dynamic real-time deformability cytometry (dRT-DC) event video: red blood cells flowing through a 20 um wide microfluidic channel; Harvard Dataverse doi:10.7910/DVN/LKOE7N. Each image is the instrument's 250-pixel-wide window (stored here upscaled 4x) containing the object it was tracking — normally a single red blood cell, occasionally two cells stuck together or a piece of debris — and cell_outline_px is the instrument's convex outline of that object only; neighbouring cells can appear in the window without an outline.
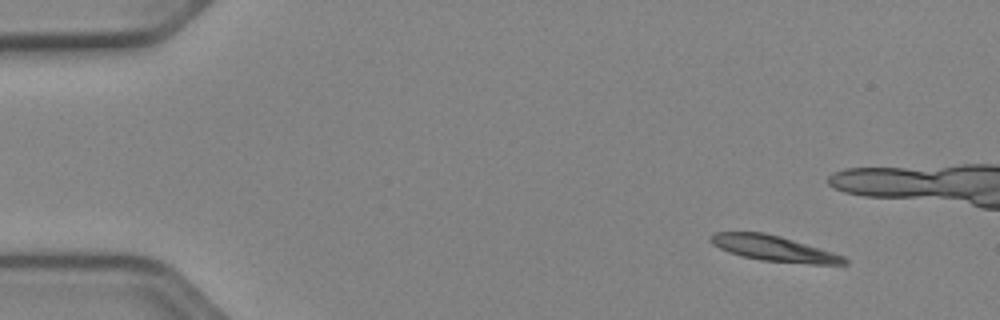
{"species": "Egyptian fruit bat (a non-hibernating species)", "species_latin": "Rousettus aegyptiacus", "temperature_condition": "cold", "stored_images_in_passage": 21, "camera_frame_rate_fps": 3000, "um_per_image_px": 0.085, "animal": {"sex": "female"}, "frame": {"image": 1, "passage_image": 4, "time_ms": 1.0, "image_size_px": [1000, 320], "cell_outline_px": [[848, 264], [812, 264], [760, 260], [740, 256], [728, 252], [712, 244], [708, 240], [708, 236], [716, 232], [764, 232], [780, 236], [844, 256], [848, 260]], "centroid_in_image_um": [65.72, 21.12], "position_along_channel_um": 19.3, "area_um2": 19.83}}
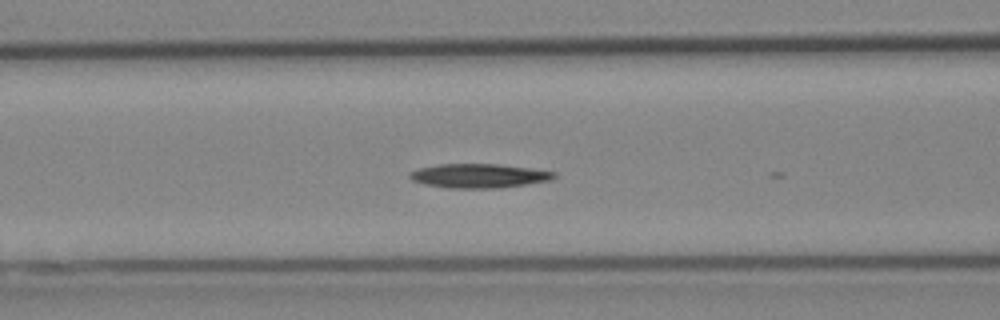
{"frame": {"image": 2, "passage_image": 20, "time_ms": 6.333, "image_size_px": [1000, 320], "cell_outline_px": [[556, 176], [552, 180], [528, 184], [496, 188], [448, 188], [424, 184], [412, 180], [408, 176], [408, 172], [420, 168], [440, 164], [500, 164], [556, 172]], "centroid_in_image_um": [40.7, 14.94], "position_along_channel_um": 125.9, "area_um2": 20.29}}